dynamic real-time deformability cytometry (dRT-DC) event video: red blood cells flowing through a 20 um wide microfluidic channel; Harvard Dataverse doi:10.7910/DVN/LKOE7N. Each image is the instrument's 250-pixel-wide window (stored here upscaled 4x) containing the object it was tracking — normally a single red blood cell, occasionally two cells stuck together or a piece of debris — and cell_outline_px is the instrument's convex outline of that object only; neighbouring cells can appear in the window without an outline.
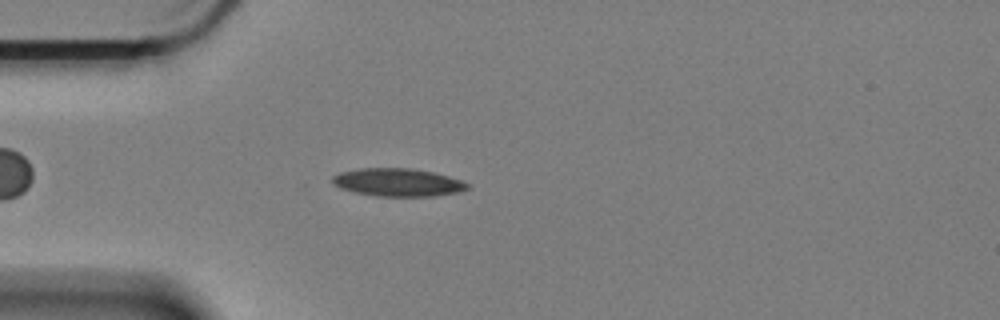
{"species": "Egyptian fruit bat (a non-hibernating species)", "species_latin": "Rousettus aegyptiacus", "temperature_condition": "cold", "stored_images_in_passage": 52, "camera_frame_rate_fps": 3000, "um_per_image_px": 0.085, "animal": {"sex": "female"}, "frame": {"image": 1, "passage_image": 11, "time_ms": 3.333, "image_size_px": [1000, 320], "cell_outline_px": [[468, 188], [456, 192], [432, 196], [376, 196], [356, 192], [340, 188], [332, 184], [332, 176], [340, 172], [360, 168], [412, 168], [432, 172], [448, 176], [460, 180], [468, 184]], "centroid_in_image_um": [33.76, 15.49], "position_along_channel_um": 51.2, "area_um2": 21.79}}
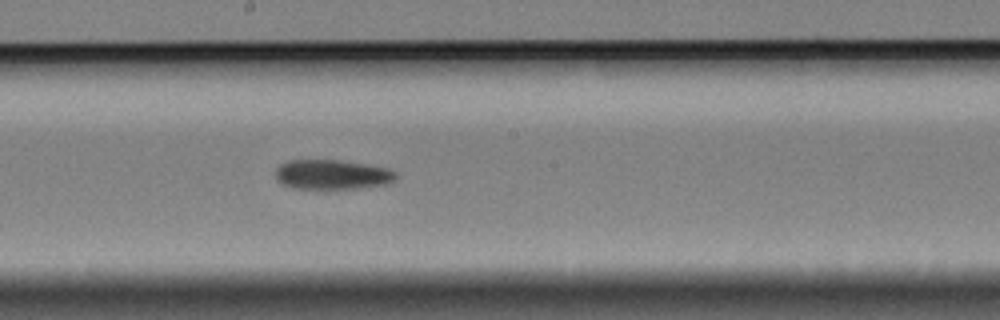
{"frame": {"image": 2, "passage_image": 27, "time_ms": 8.667, "image_size_px": [1000, 320], "cell_outline_px": [[396, 180], [388, 184], [356, 188], [292, 188], [276, 180], [276, 168], [280, 164], [288, 160], [340, 160], [388, 168], [396, 172]], "centroid_in_image_um": [28.23, 14.83], "position_along_channel_um": 220.0, "area_um2": 20.75}}
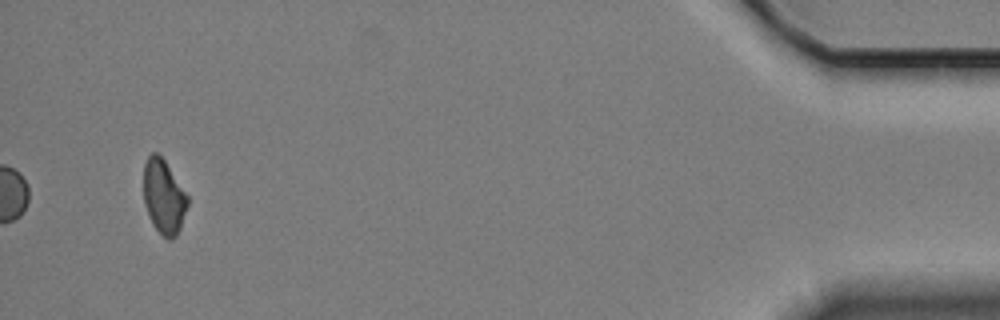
{"frame": {"image": 3, "passage_image": 52, "time_ms": 17.0, "image_size_px": [1000, 320], "cell_outline_px": [[188, 204], [180, 228], [176, 236], [172, 240], [168, 240], [152, 224], [144, 204], [144, 164], [148, 156], [152, 152], [156, 152], [164, 160], [188, 196]], "centroid_in_image_um": [13.91, 16.73], "position_along_channel_um": 421.3, "area_um2": 18.84}}